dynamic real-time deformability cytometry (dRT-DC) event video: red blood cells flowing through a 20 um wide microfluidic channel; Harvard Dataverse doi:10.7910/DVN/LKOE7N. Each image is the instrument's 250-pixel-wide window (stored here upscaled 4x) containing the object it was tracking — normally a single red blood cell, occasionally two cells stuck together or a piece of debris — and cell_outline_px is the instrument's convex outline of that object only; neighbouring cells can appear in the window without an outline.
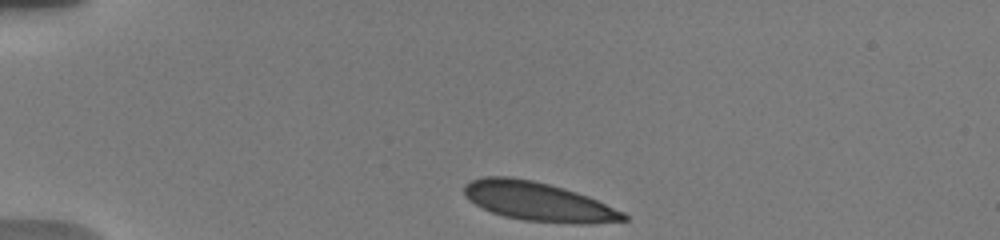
{"species": "human", "species_latin": "Homo sapiens", "temperature_condition": "warm", "stored_images_in_passage": 7, "camera_frame_rate_fps": 3000, "um_per_image_px": 0.085, "donor": {"sex": "male"}, "frame": {"image": 1, "passage_image": 1, "time_ms": 0.0, "image_size_px": [1000, 240], "cell_outline_px": [[628, 220], [592, 224], [576, 224], [524, 220], [504, 216], [492, 212], [476, 204], [464, 192], [464, 184], [472, 180], [484, 176], [512, 176], [532, 180], [564, 188], [588, 196], [624, 212], [628, 216]], "centroid_in_image_um": [45.79, 17.13], "position_along_channel_um": 39.2, "area_um2": 35.95}}